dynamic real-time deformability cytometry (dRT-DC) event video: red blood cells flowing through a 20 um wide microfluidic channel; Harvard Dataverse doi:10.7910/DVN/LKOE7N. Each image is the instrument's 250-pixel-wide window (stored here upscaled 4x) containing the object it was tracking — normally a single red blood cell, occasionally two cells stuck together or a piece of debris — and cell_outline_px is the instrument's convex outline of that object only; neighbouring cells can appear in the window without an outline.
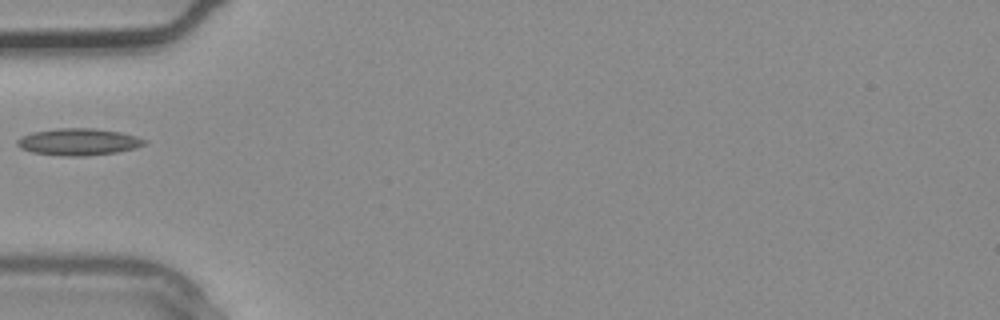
{"species": "common noctule bat (a hibernating species)", "species_latin": "Nyctalus noctula", "temperature_condition": "warm", "stored_images_in_passage": 4, "camera_frame_rate_fps": 3000, "um_per_image_px": 0.085, "animal": {"sex": "male", "body_mass_g": 20.4}, "frame": {"image": 1, "passage_image": 4, "time_ms": 1.0, "image_size_px": [1000, 320], "cell_outline_px": [[148, 140], [144, 144], [136, 148], [116, 152], [88, 156], [60, 156], [32, 152], [20, 148], [16, 144], [16, 140], [20, 136], [32, 132], [60, 128], [92, 128], [120, 132], [136, 136]], "centroid_in_image_um": [6.65, 12.06], "position_along_channel_um": 78.4, "area_um2": 20.06}}